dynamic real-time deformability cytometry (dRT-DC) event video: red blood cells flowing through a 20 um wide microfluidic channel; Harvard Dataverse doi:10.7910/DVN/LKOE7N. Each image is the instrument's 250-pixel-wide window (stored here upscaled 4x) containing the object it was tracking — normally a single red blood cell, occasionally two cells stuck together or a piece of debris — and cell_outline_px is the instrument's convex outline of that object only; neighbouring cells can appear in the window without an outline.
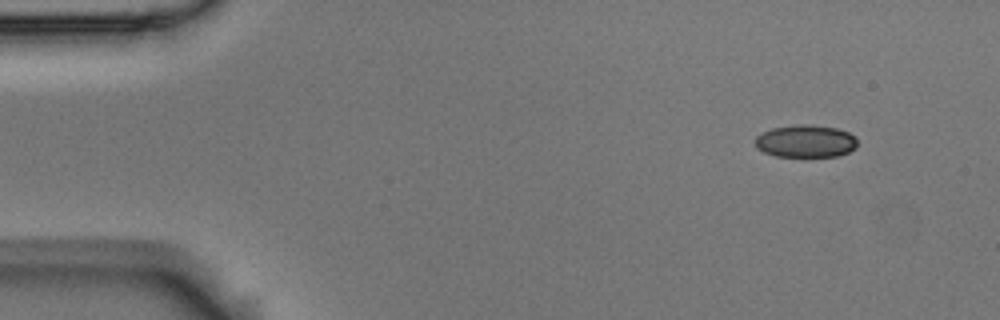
{"species": "Egyptian fruit bat (a non-hibernating species)", "species_latin": "Rousettus aegyptiacus", "temperature_condition": "room temperature", "stored_images_in_passage": 4, "camera_frame_rate_fps": 3000, "um_per_image_px": 0.085, "animal": {"sex": "male"}, "frame": {"image": 1, "passage_image": 1, "time_ms": 0.0, "image_size_px": [1000, 320], "cell_outline_px": [[856, 148], [848, 152], [836, 156], [776, 156], [764, 152], [756, 148], [756, 136], [772, 128], [796, 124], [812, 124], [836, 128], [848, 132], [856, 136]], "centroid_in_image_um": [68.49, 11.99], "position_along_channel_um": 16.5, "area_um2": 19.36}}
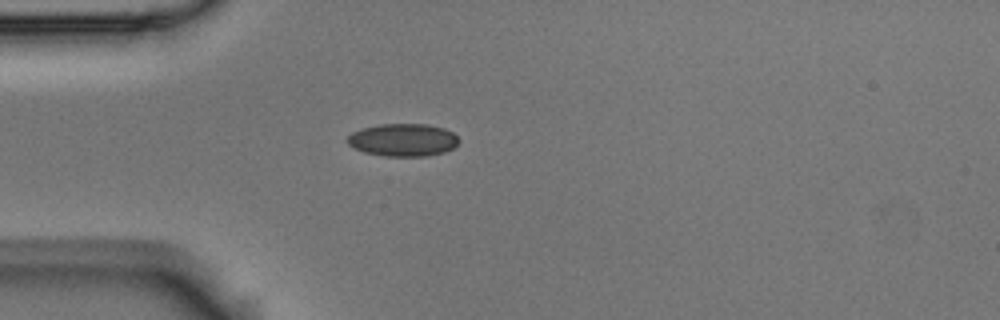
{"frame": {"image": 2, "passage_image": 4, "time_ms": 1.0, "image_size_px": [1000, 320], "cell_outline_px": [[460, 140], [452, 148], [444, 152], [428, 156], [384, 156], [364, 152], [352, 148], [348, 144], [348, 136], [352, 132], [364, 128], [380, 124], [428, 124], [444, 128], [452, 132]], "centroid_in_image_um": [34.25, 11.9], "position_along_channel_um": 50.7, "area_um2": 21.21}}